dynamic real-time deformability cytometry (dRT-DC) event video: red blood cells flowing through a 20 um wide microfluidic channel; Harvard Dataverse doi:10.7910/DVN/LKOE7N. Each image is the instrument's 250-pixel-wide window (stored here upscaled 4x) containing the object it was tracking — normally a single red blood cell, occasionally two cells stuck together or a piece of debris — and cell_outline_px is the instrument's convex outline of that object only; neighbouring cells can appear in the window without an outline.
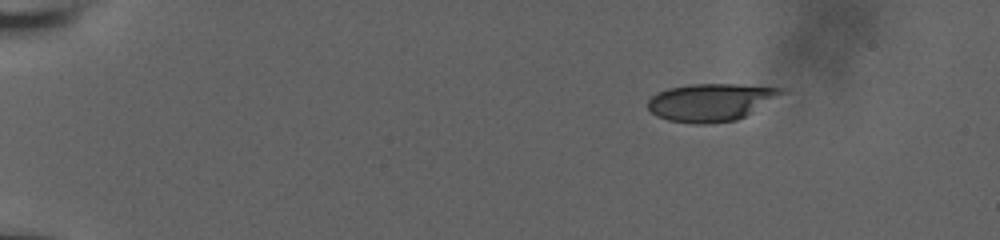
{"species": "human", "species_latin": "Homo sapiens", "temperature_condition": "room temperature", "stored_images_in_passage": 49, "camera_frame_rate_fps": 3000, "um_per_image_px": 0.085, "donor": {"sex": "male"}, "frame": {"image": 1, "passage_image": 1, "time_ms": 0.0, "image_size_px": [1000, 240], "cell_outline_px": [[792, 92], [736, 120], [708, 124], [696, 124], [668, 120], [656, 116], [648, 108], [648, 100], [652, 96], [668, 88], [692, 84], [740, 84], [792, 88]], "centroid_in_image_um": [60.57, 8.67], "position_along_channel_um": 24.4, "area_um2": 29.88}}
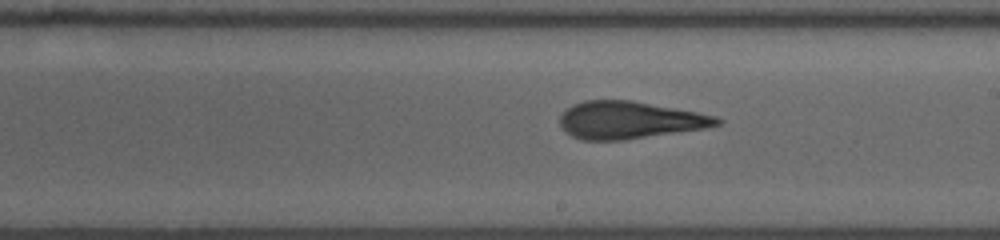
{"frame": {"image": 2, "passage_image": 27, "time_ms": 8.667, "image_size_px": [1000, 240], "cell_outline_px": [[724, 120], [720, 124], [708, 128], [624, 140], [584, 140], [572, 136], [560, 124], [560, 116], [572, 104], [584, 100], [632, 100], [696, 112], [716, 116]], "centroid_in_image_um": [53.54, 10.21], "position_along_channel_um": 235.5, "area_um2": 34.1}}
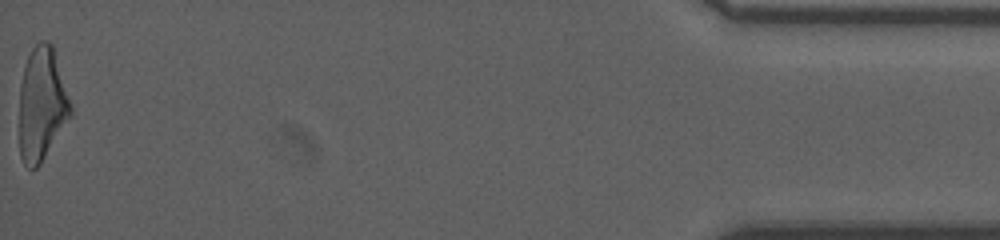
{"frame": {"image": 3, "passage_image": 49, "time_ms": 16.0, "image_size_px": [1000, 240], "cell_outline_px": [[72, 116], [40, 164], [36, 168], [28, 168], [24, 164], [20, 156], [20, 84], [24, 64], [32, 48], [40, 40], [48, 40], [52, 44], [72, 104]], "centroid_in_image_um": [3.57, 8.84], "position_along_channel_um": 431.6, "area_um2": 34.16}, "authors_computed_cell_mechanics": {"area_um2": 33.9864, "velocity_mm_per_s": 3.8501, "shape_relaxation_time_tau1_ms": 4.7542, "shape_relaxation_time_tau2_ms": 1.5817, "deformation_change_tau1": 0.1788, "deformation_change_tau2": 0.1078}}